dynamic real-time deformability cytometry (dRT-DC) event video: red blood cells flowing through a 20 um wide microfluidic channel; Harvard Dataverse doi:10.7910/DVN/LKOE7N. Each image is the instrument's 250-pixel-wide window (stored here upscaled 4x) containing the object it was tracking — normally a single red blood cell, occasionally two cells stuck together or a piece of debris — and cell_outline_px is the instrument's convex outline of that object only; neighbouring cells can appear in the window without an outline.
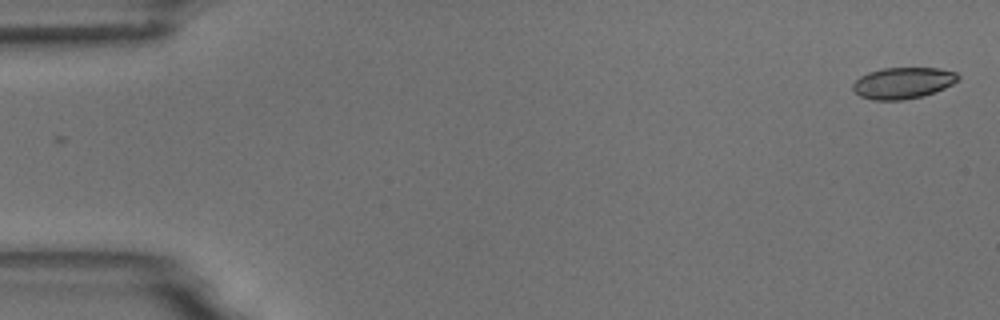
{"species": "common noctule bat (a hibernating species)", "species_latin": "Nyctalus noctula", "temperature_condition": "room temperature", "stored_images_in_passage": 5, "camera_frame_rate_fps": 3000, "um_per_image_px": 0.085, "animal": {"sex": "male", "body_mass_g": 18.8}, "frame": {"image": 1, "passage_image": 1, "time_ms": 0.0, "image_size_px": [1000, 320], "cell_outline_px": [[960, 80], [944, 88], [924, 96], [904, 100], [872, 100], [860, 96], [852, 88], [852, 84], [860, 76], [868, 72], [884, 68], [940, 68], [956, 72], [960, 76]], "centroid_in_image_um": [76.77, 7.05], "position_along_channel_um": 8.2, "area_um2": 19.36}}
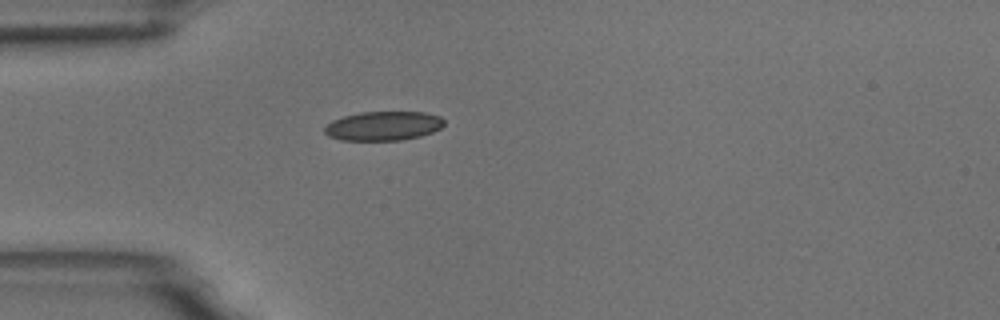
{"frame": {"image": 2, "passage_image": 5, "time_ms": 4.667, "image_size_px": [1000, 320], "cell_outline_px": [[444, 124], [440, 128], [432, 132], [420, 136], [400, 140], [340, 140], [328, 136], [324, 132], [324, 128], [332, 120], [344, 116], [360, 112], [424, 112], [440, 116], [444, 120]], "centroid_in_image_um": [32.57, 10.7], "position_along_channel_um": 52.4, "area_um2": 20.29}}